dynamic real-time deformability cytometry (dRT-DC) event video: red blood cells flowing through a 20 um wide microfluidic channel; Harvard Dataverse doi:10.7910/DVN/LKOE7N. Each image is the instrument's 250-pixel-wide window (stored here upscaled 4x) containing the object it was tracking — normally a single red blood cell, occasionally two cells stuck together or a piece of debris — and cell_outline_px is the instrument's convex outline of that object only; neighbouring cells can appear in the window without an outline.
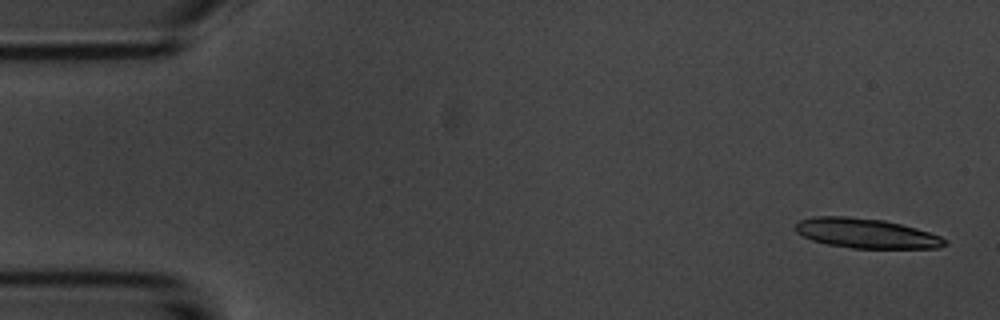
{"species": "common noctule bat (a hibernating species)", "species_latin": "Nyctalus noctula", "temperature_condition": "room temperature", "stored_images_in_passage": 7, "camera_frame_rate_fps": 3000, "um_per_image_px": 0.085, "animal": {"sex": "male", "body_mass_g": 20.1, "forearm_length_mm": 53.5}, "frame": {"image": 1, "passage_image": 1, "time_ms": 0.0, "image_size_px": [1000, 320], "cell_outline_px": [[948, 244], [940, 248], [852, 248], [828, 244], [812, 240], [796, 232], [796, 224], [800, 220], [812, 216], [848, 216], [884, 220], [916, 228], [940, 236]], "centroid_in_image_um": [73.61, 19.83], "position_along_channel_um": 11.4, "area_um2": 25.72}}